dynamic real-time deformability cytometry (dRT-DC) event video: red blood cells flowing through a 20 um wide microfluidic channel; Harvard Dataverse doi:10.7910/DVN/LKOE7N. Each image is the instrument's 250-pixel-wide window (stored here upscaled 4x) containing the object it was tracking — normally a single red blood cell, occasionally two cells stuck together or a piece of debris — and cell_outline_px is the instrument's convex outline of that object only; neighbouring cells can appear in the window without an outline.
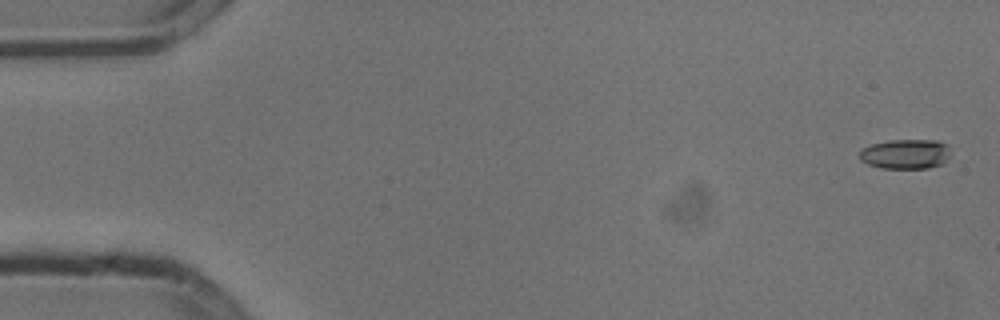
{"species": "common noctule bat (a hibernating species)", "species_latin": "Nyctalus noctula", "temperature_condition": "cold", "stored_images_in_passage": 5, "camera_frame_rate_fps": 3000, "um_per_image_px": 0.085, "animal": {"sex": "male", "body_mass_g": 13.3}, "frame": {"image": 1, "passage_image": 1, "time_ms": 0.0, "image_size_px": [1000, 320], "cell_outline_px": [[948, 156], [944, 164], [928, 168], [880, 168], [868, 164], [860, 160], [860, 152], [864, 148], [872, 144], [892, 140], [936, 140], [948, 144]], "centroid_in_image_um": [76.99, 13.1], "position_along_channel_um": 8.0, "area_um2": 15.72}}
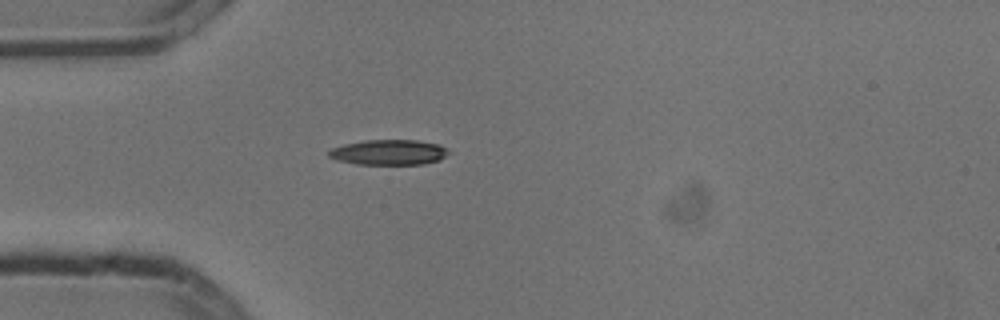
{"frame": {"image": 2, "passage_image": 5, "time_ms": 1.333, "image_size_px": [1000, 320], "cell_outline_px": [[452, 152], [440, 160], [424, 164], [356, 164], [336, 160], [328, 156], [328, 152], [332, 148], [344, 144], [364, 140], [416, 140], [440, 144]], "centroid_in_image_um": [33.08, 12.94], "position_along_channel_um": 51.9, "area_um2": 17.8}}